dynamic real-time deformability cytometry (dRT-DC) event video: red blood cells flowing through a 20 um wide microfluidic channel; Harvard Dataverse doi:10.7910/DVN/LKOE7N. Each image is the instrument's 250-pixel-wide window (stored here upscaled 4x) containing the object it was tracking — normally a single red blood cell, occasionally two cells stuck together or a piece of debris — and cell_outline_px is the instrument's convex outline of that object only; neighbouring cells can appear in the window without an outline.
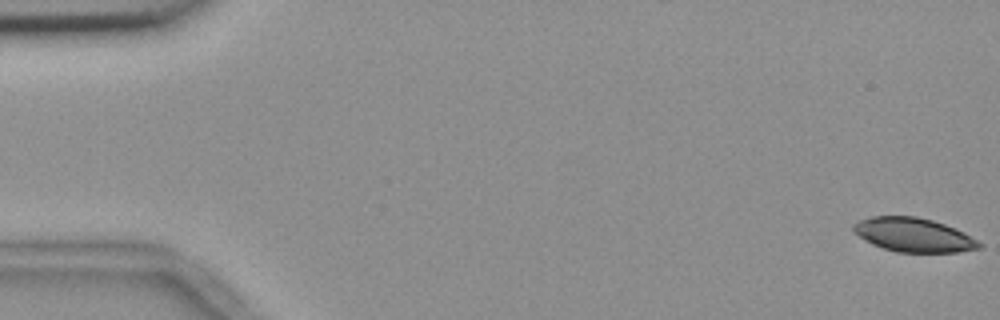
{"species": "common noctule bat (a hibernating species)", "species_latin": "Nyctalus noctula", "temperature_condition": "room temperature", "stored_images_in_passage": 56, "camera_frame_rate_fps": 3000, "um_per_image_px": 0.085, "animal": {"sex": "female", "body_mass_g": 18.4}, "frame": {"image": 1, "passage_image": 1, "time_ms": 0.0, "image_size_px": [1000, 320], "cell_outline_px": [[984, 248], [956, 252], [896, 252], [872, 244], [860, 236], [852, 228], [852, 224], [860, 220], [872, 216], [916, 216], [932, 220], [944, 224], [964, 232], [984, 244]], "centroid_in_image_um": [77.7, 19.97], "position_along_channel_um": 7.3, "area_um2": 24.85}}
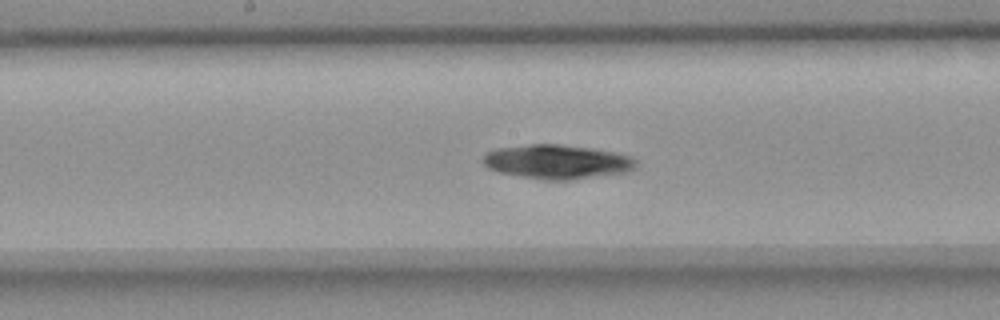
{"frame": {"image": 2, "passage_image": 29, "time_ms": 9.333, "image_size_px": [1000, 320], "cell_outline_px": [[636, 168], [628, 172], [572, 180], [544, 180], [520, 176], [500, 172], [488, 168], [480, 160], [484, 152], [496, 148], [528, 144], [560, 144], [592, 148], [616, 152], [632, 156], [636, 160]], "centroid_in_image_um": [47.35, 13.74], "position_along_channel_um": 200.9, "area_um2": 30.98}}
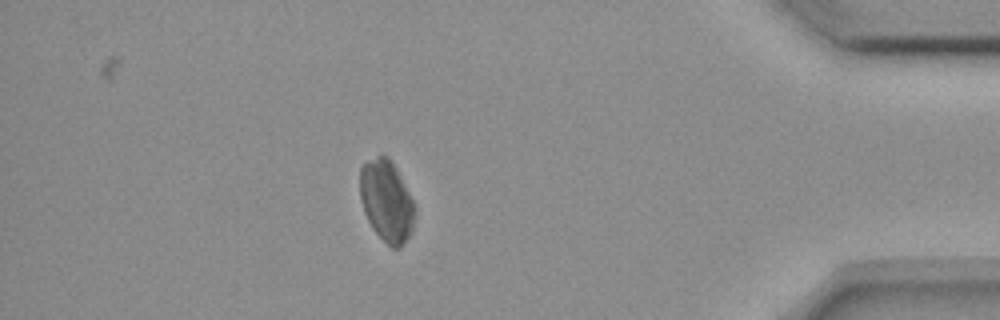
{"frame": {"image": 3, "passage_image": 49, "time_ms": 16.0, "image_size_px": [1000, 320], "cell_outline_px": [[416, 212], [412, 232], [400, 248], [392, 248], [372, 228], [364, 212], [360, 200], [360, 168], [364, 164], [376, 156], [388, 156], [392, 160], [416, 204]], "centroid_in_image_um": [32.89, 17.08], "position_along_channel_um": 402.3, "area_um2": 26.3}, "authors_computed_cell_mechanics": {"area_um2": 27.8018, "velocity_mm_per_s": 3.6565, "shape_relaxation_time_tau1_ms": 6.6476, "shape_relaxation_time_tau2_ms": null, "deformation_change_tau1": 0.1015, "deformation_change_tau2": null}}